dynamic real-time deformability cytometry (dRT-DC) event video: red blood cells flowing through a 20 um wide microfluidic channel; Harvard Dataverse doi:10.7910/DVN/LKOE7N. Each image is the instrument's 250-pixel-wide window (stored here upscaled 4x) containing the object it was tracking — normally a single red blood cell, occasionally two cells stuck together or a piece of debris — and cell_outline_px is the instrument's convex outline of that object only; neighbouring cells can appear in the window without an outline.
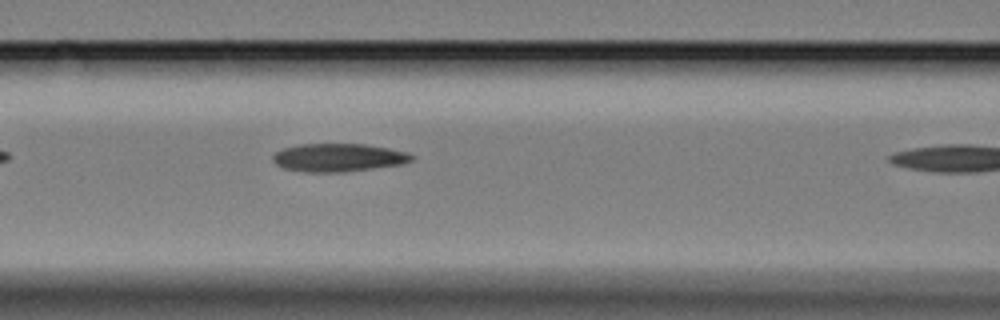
{"species": "Egyptian fruit bat (a non-hibernating species)", "species_latin": "Rousettus aegyptiacus", "temperature_condition": "cold", "stored_images_in_passage": 9, "camera_frame_rate_fps": 3000, "um_per_image_px": 0.085, "animal": {"sex": "female"}, "frame": {"image": 1, "passage_image": 8, "time_ms": 2.333, "image_size_px": [1000, 320], "cell_outline_px": [[416, 156], [412, 160], [404, 164], [344, 172], [304, 172], [284, 168], [276, 164], [272, 160], [272, 156], [276, 152], [284, 148], [300, 144], [364, 144], [388, 148], [408, 152]], "centroid_in_image_um": [28.79, 13.4], "position_along_channel_um": 137.8, "area_um2": 22.83}}